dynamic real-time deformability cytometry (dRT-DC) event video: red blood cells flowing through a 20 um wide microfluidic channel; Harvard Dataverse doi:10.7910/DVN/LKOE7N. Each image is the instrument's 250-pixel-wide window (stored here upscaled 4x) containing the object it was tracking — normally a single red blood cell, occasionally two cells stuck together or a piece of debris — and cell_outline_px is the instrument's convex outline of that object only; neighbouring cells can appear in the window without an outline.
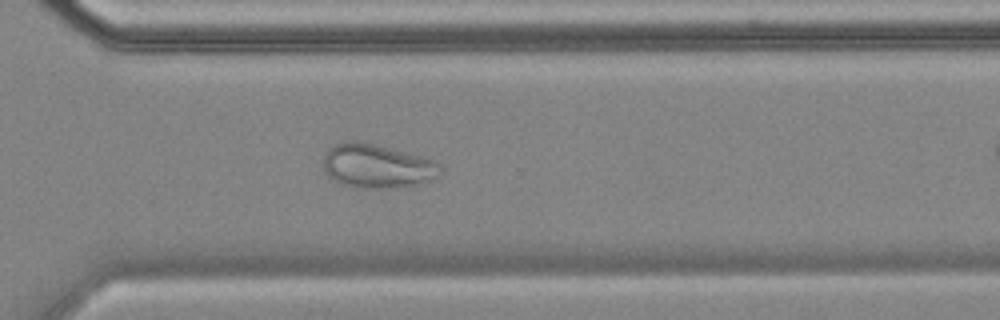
{"species": "common noctule bat (a hibernating species)", "species_latin": "Nyctalus noctula", "temperature_condition": "cold", "stored_images_in_passage": 38, "camera_frame_rate_fps": 3000, "um_per_image_px": 0.085, "animal": {"sex": "female", "body_mass_g": 18.4}, "frame": {"image": 1, "passage_image": 27, "time_ms": 8.667, "image_size_px": [1000, 320], "cell_outline_px": [[440, 164], [436, 176], [420, 184], [388, 188], [352, 188], [340, 184], [328, 176], [324, 172], [324, 156], [336, 144], [352, 140], [356, 140], [420, 156], [432, 160]], "centroid_in_image_um": [31.99, 14.14], "position_along_channel_um": 338.6, "area_um2": 29.42}}